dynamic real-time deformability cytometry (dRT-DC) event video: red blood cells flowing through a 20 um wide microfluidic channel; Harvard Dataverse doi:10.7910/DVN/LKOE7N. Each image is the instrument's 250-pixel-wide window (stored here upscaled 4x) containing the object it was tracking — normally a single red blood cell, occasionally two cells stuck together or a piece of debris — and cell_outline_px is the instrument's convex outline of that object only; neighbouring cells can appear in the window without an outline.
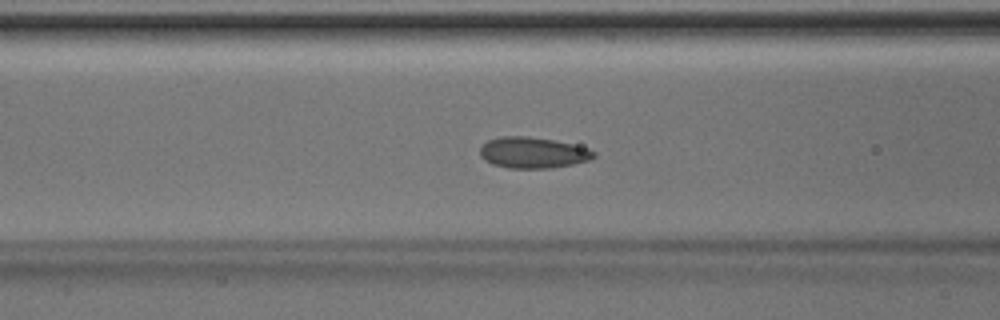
{"species": "Egyptian fruit bat (a non-hibernating species)", "species_latin": "Rousettus aegyptiacus", "temperature_condition": "room temperature", "stored_images_in_passage": 44, "camera_frame_rate_fps": 3000, "um_per_image_px": 0.085, "animal": {"sex": "male"}, "frame": {"image": 1, "passage_image": 14, "time_ms": 4.333, "image_size_px": [1000, 320], "cell_outline_px": [[596, 156], [588, 160], [572, 164], [552, 168], [508, 168], [492, 164], [484, 160], [480, 156], [480, 148], [488, 140], [500, 136], [528, 136], [552, 140], [572, 144], [588, 148], [596, 152]], "centroid_in_image_um": [45.28, 12.98], "position_along_channel_um": 121.3, "area_um2": 20.58}}
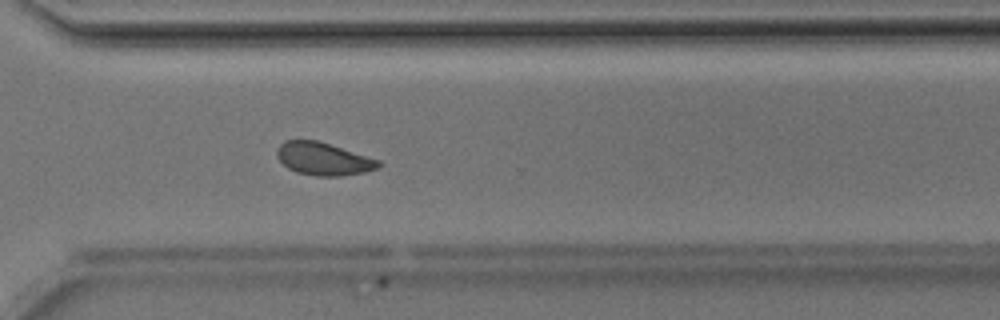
{"frame": {"image": 2, "passage_image": 30, "time_ms": 9.667, "image_size_px": [1000, 320], "cell_outline_px": [[380, 168], [364, 172], [340, 176], [316, 176], [296, 172], [288, 168], [276, 156], [276, 148], [284, 140], [316, 140], [380, 160]], "centroid_in_image_um": [27.46, 13.5], "position_along_channel_um": 343.1, "area_um2": 19.31}}
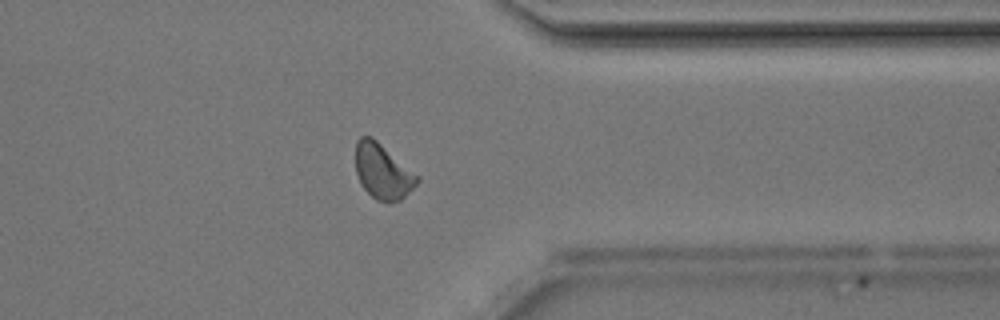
{"frame": {"image": 3, "passage_image": 33, "time_ms": 10.667, "image_size_px": [1000, 320], "cell_outline_px": [[420, 180], [400, 200], [388, 204], [376, 200], [360, 184], [356, 172], [356, 140], [360, 136], [372, 136], [420, 176]], "centroid_in_image_um": [32.53, 14.57], "position_along_channel_um": 378.9, "area_um2": 19.94}, "authors_computed_cell_mechanics": {"area_um2": 19.7098, "velocity_mm_per_s": 4.1719, "shape_relaxation_time_tau1_ms": 2.6108, "shape_relaxation_time_tau2_ms": 1.2162, "deformation_change_tau1": 0.0705, "deformation_change_tau2": 0.0471}}